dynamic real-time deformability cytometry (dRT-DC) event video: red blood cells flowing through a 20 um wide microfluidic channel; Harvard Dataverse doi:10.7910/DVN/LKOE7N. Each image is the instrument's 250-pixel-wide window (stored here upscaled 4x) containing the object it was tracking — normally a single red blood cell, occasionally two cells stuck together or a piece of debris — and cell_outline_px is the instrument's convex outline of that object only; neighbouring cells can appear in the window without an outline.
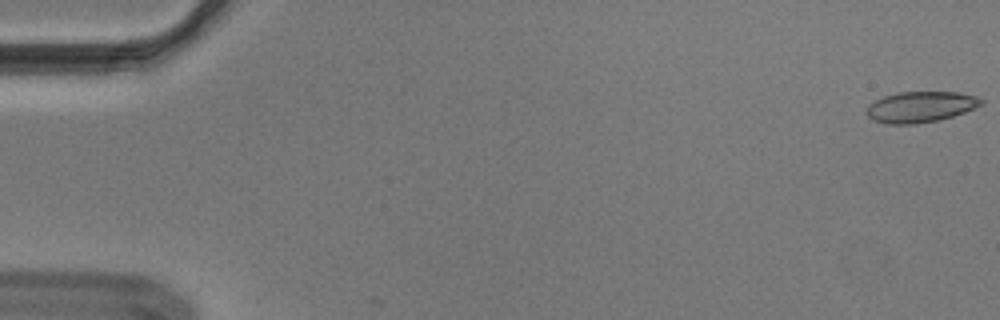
{"species": "Egyptian fruit bat (a non-hibernating species)", "species_latin": "Rousettus aegyptiacus", "temperature_condition": "cold", "stored_images_in_passage": 17, "camera_frame_rate_fps": 3000, "um_per_image_px": 0.085, "animal": {"sex": "male"}, "frame": {"image": 1, "passage_image": 1, "time_ms": 0.0, "image_size_px": [1000, 320], "cell_outline_px": [[984, 100], [980, 104], [964, 112], [952, 116], [936, 120], [916, 124], [884, 124], [872, 120], [864, 112], [868, 104], [884, 96], [896, 92], [956, 92], [976, 96]], "centroid_in_image_um": [78.16, 9.09], "position_along_channel_um": 6.8, "area_um2": 20.58}}
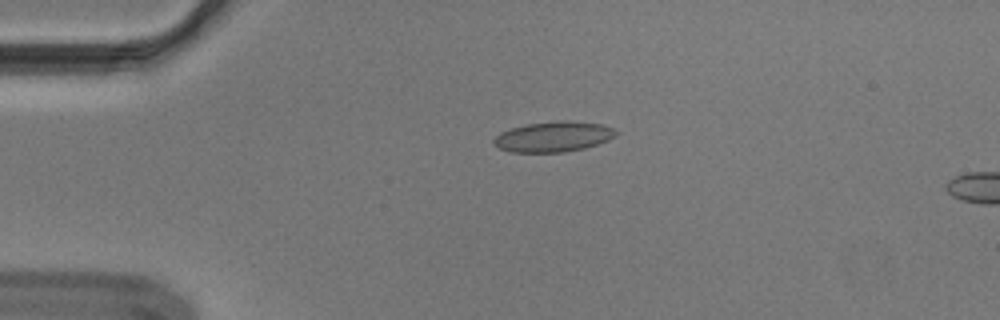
{"frame": {"image": 2, "passage_image": 13, "time_ms": 4.0, "image_size_px": [1000, 320], "cell_outline_px": [[616, 136], [608, 140], [584, 148], [564, 152], [512, 152], [500, 148], [492, 140], [500, 132], [524, 124], [560, 120], [568, 120], [600, 124], [612, 128], [616, 132]], "centroid_in_image_um": [47.03, 11.61], "position_along_channel_um": 38.0, "area_um2": 21.44}}